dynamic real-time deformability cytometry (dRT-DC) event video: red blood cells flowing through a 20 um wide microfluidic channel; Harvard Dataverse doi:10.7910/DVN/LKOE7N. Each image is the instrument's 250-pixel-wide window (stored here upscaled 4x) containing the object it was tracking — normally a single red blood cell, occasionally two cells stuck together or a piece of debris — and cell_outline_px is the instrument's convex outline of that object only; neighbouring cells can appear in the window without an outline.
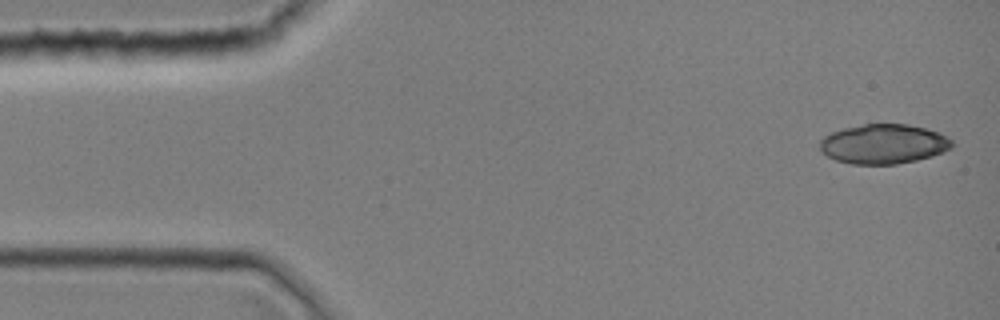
{"species": "common noctule bat (a hibernating species)", "species_latin": "Nyctalus noctula", "temperature_condition": "room temperature", "stored_images_in_passage": 11, "camera_frame_rate_fps": 3000, "um_per_image_px": 0.085, "animal": {"sex": "female", "body_mass_g": 19.0, "forearm_length_mm": 51.5}, "frame": {"image": 1, "passage_image": 1, "time_ms": 0.0, "image_size_px": [1000, 320], "cell_outline_px": [[956, 144], [952, 148], [944, 152], [932, 156], [916, 160], [896, 164], [852, 164], [836, 160], [828, 156], [820, 148], [820, 140], [824, 136], [832, 132], [844, 128], [864, 124], [908, 124], [940, 132], [952, 140]], "centroid_in_image_um": [75.15, 12.23], "position_along_channel_um": 9.8, "area_um2": 30.58}}
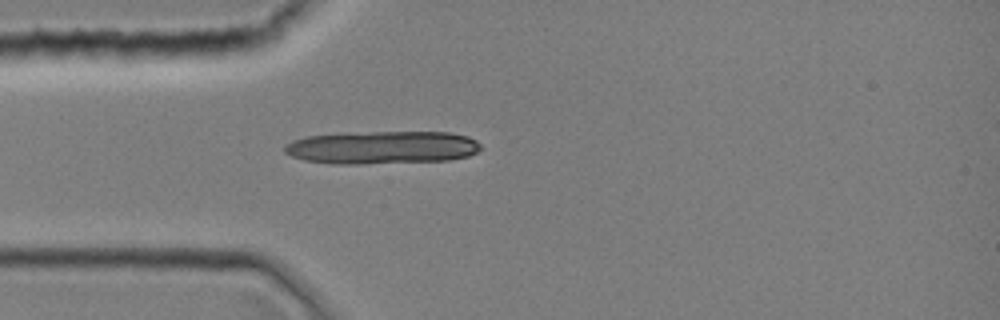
{"frame": {"image": 2, "passage_image": 10, "time_ms": 3.0, "image_size_px": [1000, 320], "cell_outline_px": [[480, 148], [476, 152], [468, 156], [448, 160], [360, 164], [332, 164], [304, 160], [292, 156], [284, 152], [284, 144], [292, 140], [304, 136], [372, 132], [448, 132], [468, 136], [476, 140], [480, 144]], "centroid_in_image_um": [32.45, 12.54], "position_along_channel_um": 52.5, "area_um2": 37.69}}